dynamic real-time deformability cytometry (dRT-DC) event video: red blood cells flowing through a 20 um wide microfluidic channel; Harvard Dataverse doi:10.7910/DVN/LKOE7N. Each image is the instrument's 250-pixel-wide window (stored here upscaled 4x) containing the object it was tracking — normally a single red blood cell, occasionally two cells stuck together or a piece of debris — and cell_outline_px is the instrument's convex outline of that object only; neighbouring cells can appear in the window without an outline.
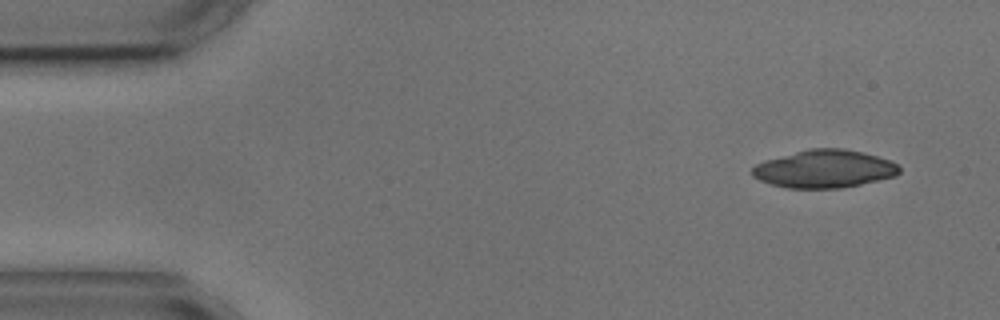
{"species": "common noctule bat (a hibernating species)", "species_latin": "Nyctalus noctula", "temperature_condition": "cold", "stored_images_in_passage": 6, "camera_frame_rate_fps": 3000, "um_per_image_px": 0.085, "animal": {"sex": "male", "body_mass_g": 17.9, "forearm_length_mm": 54.2}, "frame": {"image": 1, "passage_image": 1, "time_ms": 0.0, "image_size_px": [1000, 320], "cell_outline_px": [[900, 172], [896, 176], [860, 184], [840, 188], [788, 188], [772, 184], [760, 180], [752, 176], [752, 168], [756, 164], [764, 160], [808, 148], [840, 148], [860, 152], [892, 160], [900, 168]], "centroid_in_image_um": [70.06, 14.35], "position_along_channel_um": 14.9, "area_um2": 32.37}}